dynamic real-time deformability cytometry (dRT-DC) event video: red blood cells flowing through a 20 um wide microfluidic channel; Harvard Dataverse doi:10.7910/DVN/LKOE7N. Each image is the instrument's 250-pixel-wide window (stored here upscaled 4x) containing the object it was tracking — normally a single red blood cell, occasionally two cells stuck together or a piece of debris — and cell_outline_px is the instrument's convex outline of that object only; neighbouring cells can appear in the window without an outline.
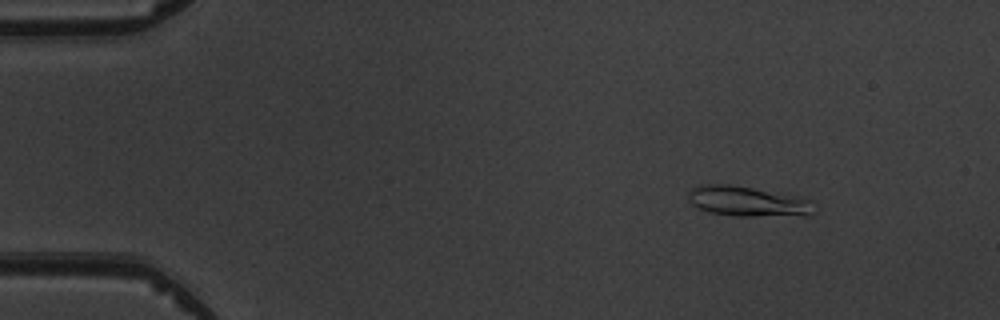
{"species": "common noctule bat (a hibernating species)", "species_latin": "Nyctalus noctula", "temperature_condition": "warm", "stored_images_in_passage": 5, "camera_frame_rate_fps": 3000, "um_per_image_px": 0.085, "animal": {"sex": "male", "body_mass_g": 19.5, "forearm_length_mm": 54.6}, "frame": {"image": 1, "passage_image": 2, "time_ms": 1.333, "image_size_px": [1000, 320], "cell_outline_px": [[812, 216], [732, 216], [708, 212], [692, 204], [688, 200], [688, 192], [692, 188], [700, 184], [728, 184], [800, 196], [812, 200]], "centroid_in_image_um": [63.56, 17.12], "position_along_channel_um": 21.4, "area_um2": 22.37}}